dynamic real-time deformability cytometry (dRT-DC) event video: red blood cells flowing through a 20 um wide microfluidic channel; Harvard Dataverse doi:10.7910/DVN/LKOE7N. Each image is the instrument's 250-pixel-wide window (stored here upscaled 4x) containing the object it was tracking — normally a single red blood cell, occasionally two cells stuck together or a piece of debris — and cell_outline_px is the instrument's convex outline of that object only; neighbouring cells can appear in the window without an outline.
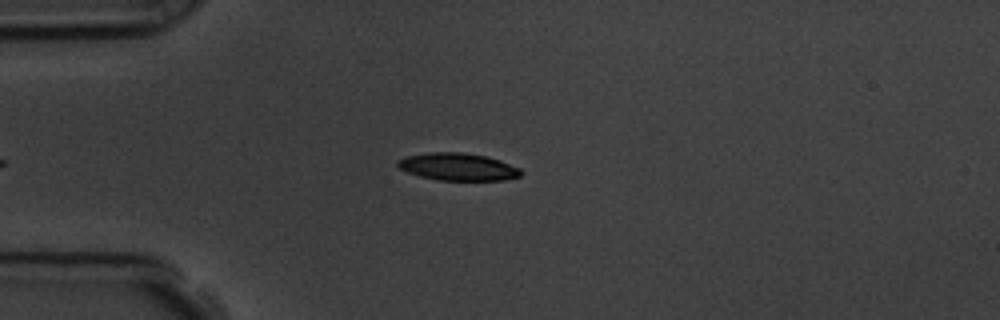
{"species": "common noctule bat (a hibernating species)", "species_latin": "Nyctalus noctula", "temperature_condition": "room temperature", "stored_images_in_passage": 41, "camera_frame_rate_fps": 3000, "um_per_image_px": 0.085, "animal": {"sex": "male", "body_mass_g": 19.5, "forearm_length_mm": 54.6}, "frame": {"image": 1, "passage_image": 3, "time_ms": 0.667, "image_size_px": [1000, 320], "cell_outline_px": [[524, 172], [520, 176], [504, 180], [440, 180], [420, 176], [408, 172], [400, 168], [396, 164], [396, 160], [404, 156], [428, 152], [464, 152], [488, 156], [500, 160], [520, 168]], "centroid_in_image_um": [38.93, 14.16], "position_along_channel_um": 46.1, "area_um2": 19.88}}
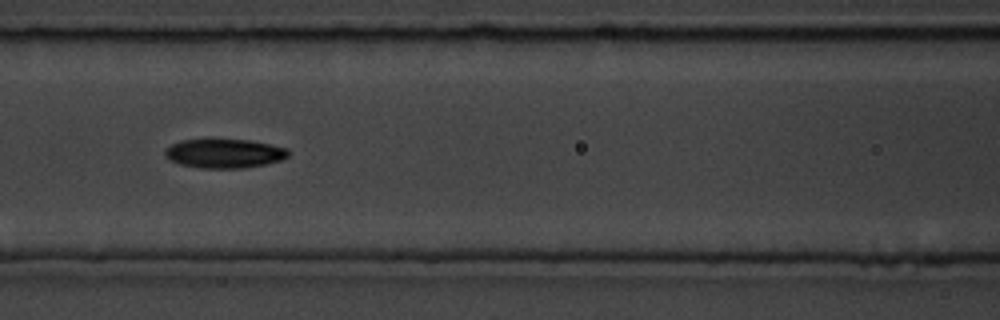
{"frame": {"image": 2, "passage_image": 13, "time_ms": 4.0, "image_size_px": [1000, 320], "cell_outline_px": [[288, 156], [280, 160], [264, 164], [244, 168], [200, 168], [180, 164], [168, 160], [164, 156], [164, 152], [172, 144], [180, 140], [208, 136], [216, 136], [248, 140], [288, 148]], "centroid_in_image_um": [18.99, 12.99], "position_along_channel_um": 147.6, "area_um2": 21.79}}
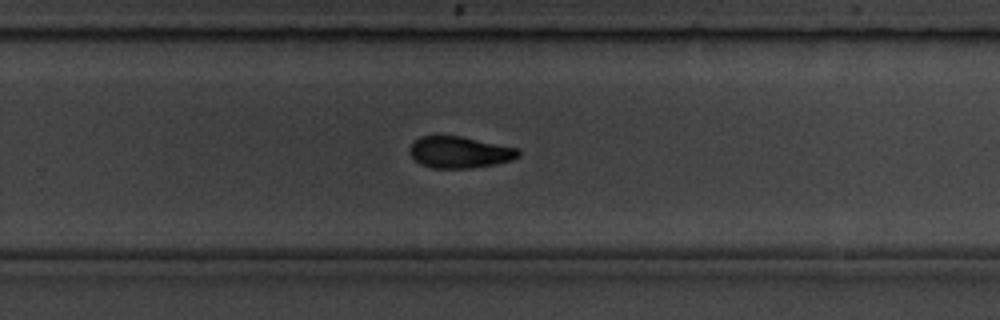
{"frame": {"image": 3, "passage_image": 25, "time_ms": 8.0, "image_size_px": [1000, 320], "cell_outline_px": [[520, 156], [512, 160], [496, 164], [468, 168], [432, 168], [420, 164], [408, 152], [408, 148], [420, 136], [460, 136], [520, 148]], "centroid_in_image_um": [39.09, 12.94], "position_along_channel_um": 290.7, "area_um2": 20.06}, "authors_computed_cell_mechanics": {"area_um2": 20.2878, "velocity_mm_per_s": 3.5944, "shape_relaxation_time_tau1_ms": 3.7589, "shape_relaxation_time_tau2_ms": 5.172, "deformation_change_tau1": 0.1364, "deformation_change_tau2": 0.1159}}